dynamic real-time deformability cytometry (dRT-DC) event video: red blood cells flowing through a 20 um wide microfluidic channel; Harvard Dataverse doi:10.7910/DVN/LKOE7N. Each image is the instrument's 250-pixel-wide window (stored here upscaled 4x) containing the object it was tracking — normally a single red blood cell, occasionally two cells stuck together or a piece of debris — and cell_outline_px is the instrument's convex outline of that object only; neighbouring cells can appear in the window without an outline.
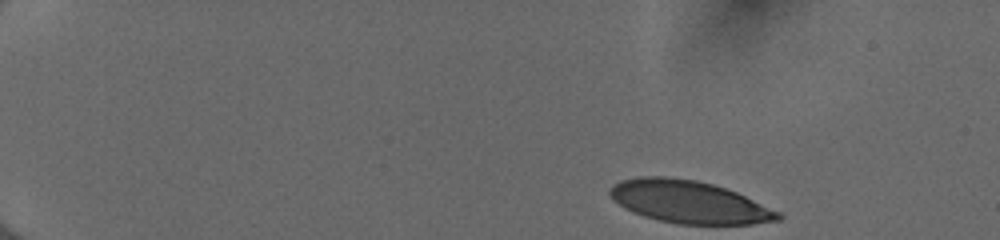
{"species": "human", "species_latin": "Homo sapiens", "temperature_condition": "cold", "stored_images_in_passage": 46, "camera_frame_rate_fps": 3000, "um_per_image_px": 0.085, "donor": {"sex": "female"}, "frame": {"image": 1, "passage_image": 1, "time_ms": 0.0, "image_size_px": [1000, 240], "cell_outline_px": [[784, 216], [780, 220], [752, 224], [680, 224], [660, 220], [644, 216], [632, 212], [624, 208], [608, 192], [612, 184], [620, 180], [640, 176], [668, 176], [696, 180], [712, 184], [736, 192], [780, 212]], "centroid_in_image_um": [58.56, 17.16], "position_along_channel_um": 26.4, "area_um2": 41.5}}
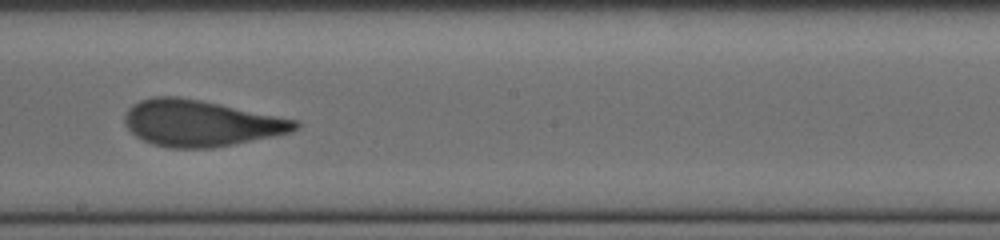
{"frame": {"image": 2, "passage_image": 26, "time_ms": 8.333, "image_size_px": [1000, 240], "cell_outline_px": [[300, 128], [292, 132], [212, 148], [172, 148], [152, 144], [136, 136], [124, 124], [124, 116], [128, 108], [132, 104], [140, 100], [152, 96], [176, 96], [200, 100], [220, 104], [296, 120], [300, 124]], "centroid_in_image_um": [17.01, 10.46], "position_along_channel_um": 231.2, "area_um2": 45.66}}
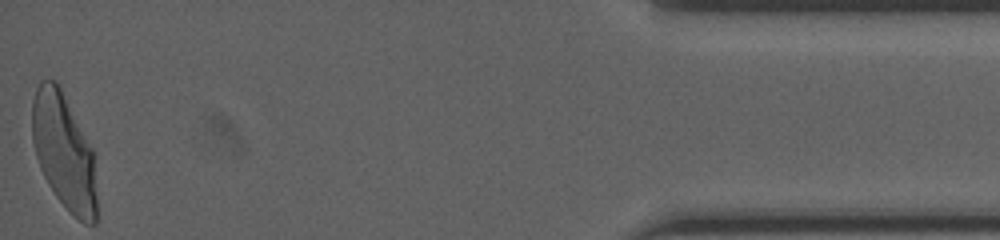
{"frame": {"image": 3, "passage_image": 46, "time_ms": 15.0, "image_size_px": [1000, 240], "cell_outline_px": [[96, 224], [84, 224], [72, 216], [56, 196], [48, 184], [40, 168], [36, 156], [32, 140], [32, 100], [36, 88], [40, 80], [56, 80], [92, 148], [96, 196]], "centroid_in_image_um": [5.41, 12.91], "position_along_channel_um": 429.8, "area_um2": 43.41}, "authors_computed_cell_mechanics": {"area_um2": 45.1129, "velocity_mm_per_s": 3.9913, "shape_relaxation_time_tau1_ms": 4.996, "shape_relaxation_time_tau2_ms": 0.7787, "deformation_change_tau1": 0.2237, "deformation_change_tau2": 0.0798}}